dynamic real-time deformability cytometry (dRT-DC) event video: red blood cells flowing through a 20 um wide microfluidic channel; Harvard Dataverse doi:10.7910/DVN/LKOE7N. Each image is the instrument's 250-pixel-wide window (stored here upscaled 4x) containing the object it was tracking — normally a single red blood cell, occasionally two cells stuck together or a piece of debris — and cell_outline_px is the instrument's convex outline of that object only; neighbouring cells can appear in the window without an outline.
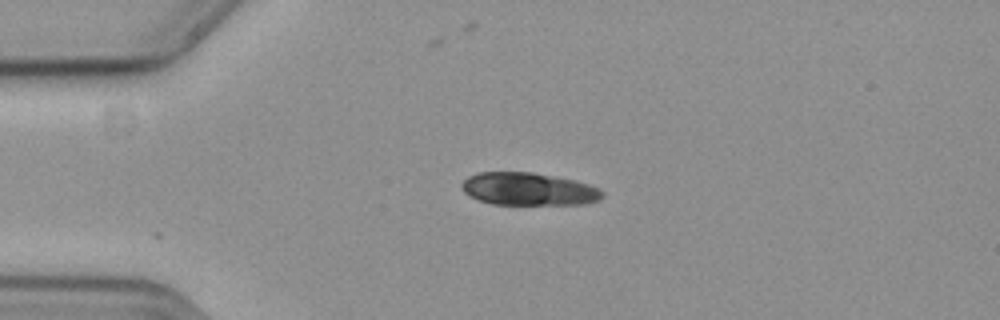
{"species": "common noctule bat (a hibernating species)", "species_latin": "Nyctalus noctula", "temperature_condition": "cold", "stored_images_in_passage": 30, "camera_frame_rate_fps": 3000, "um_per_image_px": 0.085, "animal": {"sex": "female", "body_mass_g": 19.3, "forearm_length_mm": 54.1}, "frame": {"image": 1, "passage_image": 1, "time_ms": 0.0, "image_size_px": [1000, 320], "cell_outline_px": [[604, 196], [600, 200], [588, 204], [492, 204], [480, 200], [464, 192], [460, 184], [468, 176], [476, 172], [532, 172], [572, 180], [588, 184], [604, 192]], "centroid_in_image_um": [44.92, 16.07], "position_along_channel_um": 40.1, "area_um2": 26.65}}